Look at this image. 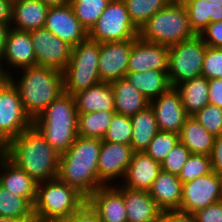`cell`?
I'll list each match as a JSON object with an SVG mask.
<instances>
[{
  "label": "cell",
  "mask_w": 222,
  "mask_h": 222,
  "mask_svg": "<svg viewBox=\"0 0 222 222\" xmlns=\"http://www.w3.org/2000/svg\"><path fill=\"white\" fill-rule=\"evenodd\" d=\"M110 84L114 93L115 113L131 117L150 105V101L127 78Z\"/></svg>",
  "instance_id": "484cf974"
},
{
  "label": "cell",
  "mask_w": 222,
  "mask_h": 222,
  "mask_svg": "<svg viewBox=\"0 0 222 222\" xmlns=\"http://www.w3.org/2000/svg\"><path fill=\"white\" fill-rule=\"evenodd\" d=\"M130 19L140 29L155 13L165 8L170 0H124Z\"/></svg>",
  "instance_id": "e575fe53"
},
{
  "label": "cell",
  "mask_w": 222,
  "mask_h": 222,
  "mask_svg": "<svg viewBox=\"0 0 222 222\" xmlns=\"http://www.w3.org/2000/svg\"><path fill=\"white\" fill-rule=\"evenodd\" d=\"M214 138L193 116H188L181 132L179 140L191 152V154L211 155Z\"/></svg>",
  "instance_id": "f546056e"
},
{
  "label": "cell",
  "mask_w": 222,
  "mask_h": 222,
  "mask_svg": "<svg viewBox=\"0 0 222 222\" xmlns=\"http://www.w3.org/2000/svg\"><path fill=\"white\" fill-rule=\"evenodd\" d=\"M158 222H196V220L191 213L179 210H167L162 211Z\"/></svg>",
  "instance_id": "bcb514c9"
},
{
  "label": "cell",
  "mask_w": 222,
  "mask_h": 222,
  "mask_svg": "<svg viewBox=\"0 0 222 222\" xmlns=\"http://www.w3.org/2000/svg\"><path fill=\"white\" fill-rule=\"evenodd\" d=\"M199 35L207 46L222 48V21L209 23Z\"/></svg>",
  "instance_id": "b9f144b4"
},
{
  "label": "cell",
  "mask_w": 222,
  "mask_h": 222,
  "mask_svg": "<svg viewBox=\"0 0 222 222\" xmlns=\"http://www.w3.org/2000/svg\"><path fill=\"white\" fill-rule=\"evenodd\" d=\"M115 110L78 113V136L103 139Z\"/></svg>",
  "instance_id": "1f68e13d"
},
{
  "label": "cell",
  "mask_w": 222,
  "mask_h": 222,
  "mask_svg": "<svg viewBox=\"0 0 222 222\" xmlns=\"http://www.w3.org/2000/svg\"><path fill=\"white\" fill-rule=\"evenodd\" d=\"M196 222H222V202L210 204L193 213Z\"/></svg>",
  "instance_id": "ee69618b"
},
{
  "label": "cell",
  "mask_w": 222,
  "mask_h": 222,
  "mask_svg": "<svg viewBox=\"0 0 222 222\" xmlns=\"http://www.w3.org/2000/svg\"><path fill=\"white\" fill-rule=\"evenodd\" d=\"M187 10L192 31L199 35L209 23L222 21V3L206 0H185L182 2Z\"/></svg>",
  "instance_id": "4dcf8cb0"
},
{
  "label": "cell",
  "mask_w": 222,
  "mask_h": 222,
  "mask_svg": "<svg viewBox=\"0 0 222 222\" xmlns=\"http://www.w3.org/2000/svg\"><path fill=\"white\" fill-rule=\"evenodd\" d=\"M1 58L8 76L21 69L36 66V55L29 31L10 28Z\"/></svg>",
  "instance_id": "9a60e30c"
},
{
  "label": "cell",
  "mask_w": 222,
  "mask_h": 222,
  "mask_svg": "<svg viewBox=\"0 0 222 222\" xmlns=\"http://www.w3.org/2000/svg\"><path fill=\"white\" fill-rule=\"evenodd\" d=\"M44 28L72 48L88 38V32L76 17L71 4L50 7Z\"/></svg>",
  "instance_id": "5bb4252c"
},
{
  "label": "cell",
  "mask_w": 222,
  "mask_h": 222,
  "mask_svg": "<svg viewBox=\"0 0 222 222\" xmlns=\"http://www.w3.org/2000/svg\"><path fill=\"white\" fill-rule=\"evenodd\" d=\"M159 131L180 133L188 115L175 87H170L158 98L150 101Z\"/></svg>",
  "instance_id": "e0dca14e"
},
{
  "label": "cell",
  "mask_w": 222,
  "mask_h": 222,
  "mask_svg": "<svg viewBox=\"0 0 222 222\" xmlns=\"http://www.w3.org/2000/svg\"><path fill=\"white\" fill-rule=\"evenodd\" d=\"M0 222H28L26 219L8 218L0 216Z\"/></svg>",
  "instance_id": "db71d44e"
},
{
  "label": "cell",
  "mask_w": 222,
  "mask_h": 222,
  "mask_svg": "<svg viewBox=\"0 0 222 222\" xmlns=\"http://www.w3.org/2000/svg\"><path fill=\"white\" fill-rule=\"evenodd\" d=\"M148 192L162 211L181 207L182 182L177 175L161 170Z\"/></svg>",
  "instance_id": "603a6c76"
},
{
  "label": "cell",
  "mask_w": 222,
  "mask_h": 222,
  "mask_svg": "<svg viewBox=\"0 0 222 222\" xmlns=\"http://www.w3.org/2000/svg\"><path fill=\"white\" fill-rule=\"evenodd\" d=\"M190 155V150L179 141L161 162V170L179 176Z\"/></svg>",
  "instance_id": "ab89813d"
},
{
  "label": "cell",
  "mask_w": 222,
  "mask_h": 222,
  "mask_svg": "<svg viewBox=\"0 0 222 222\" xmlns=\"http://www.w3.org/2000/svg\"><path fill=\"white\" fill-rule=\"evenodd\" d=\"M169 46L145 41L139 36L132 40L127 72L168 70Z\"/></svg>",
  "instance_id": "ac0fdd59"
},
{
  "label": "cell",
  "mask_w": 222,
  "mask_h": 222,
  "mask_svg": "<svg viewBox=\"0 0 222 222\" xmlns=\"http://www.w3.org/2000/svg\"><path fill=\"white\" fill-rule=\"evenodd\" d=\"M8 143L0 136V157L7 155Z\"/></svg>",
  "instance_id": "f5cc1de1"
},
{
  "label": "cell",
  "mask_w": 222,
  "mask_h": 222,
  "mask_svg": "<svg viewBox=\"0 0 222 222\" xmlns=\"http://www.w3.org/2000/svg\"><path fill=\"white\" fill-rule=\"evenodd\" d=\"M132 139L130 146L134 152H144L159 131L155 113L149 105L131 116Z\"/></svg>",
  "instance_id": "f1b7e54d"
},
{
  "label": "cell",
  "mask_w": 222,
  "mask_h": 222,
  "mask_svg": "<svg viewBox=\"0 0 222 222\" xmlns=\"http://www.w3.org/2000/svg\"><path fill=\"white\" fill-rule=\"evenodd\" d=\"M139 29L133 24L124 0H111L96 24L88 32V38L99 43L133 40Z\"/></svg>",
  "instance_id": "9c48e42d"
},
{
  "label": "cell",
  "mask_w": 222,
  "mask_h": 222,
  "mask_svg": "<svg viewBox=\"0 0 222 222\" xmlns=\"http://www.w3.org/2000/svg\"><path fill=\"white\" fill-rule=\"evenodd\" d=\"M179 92L181 101L188 116H193L207 104H209V80L199 76L175 86Z\"/></svg>",
  "instance_id": "4316f807"
},
{
  "label": "cell",
  "mask_w": 222,
  "mask_h": 222,
  "mask_svg": "<svg viewBox=\"0 0 222 222\" xmlns=\"http://www.w3.org/2000/svg\"><path fill=\"white\" fill-rule=\"evenodd\" d=\"M6 156L38 183L58 176L60 154L34 125L8 143Z\"/></svg>",
  "instance_id": "7a4b0ae2"
},
{
  "label": "cell",
  "mask_w": 222,
  "mask_h": 222,
  "mask_svg": "<svg viewBox=\"0 0 222 222\" xmlns=\"http://www.w3.org/2000/svg\"><path fill=\"white\" fill-rule=\"evenodd\" d=\"M37 184L7 156L0 157V185L17 196L26 198L33 206L37 197Z\"/></svg>",
  "instance_id": "ffe728a7"
},
{
  "label": "cell",
  "mask_w": 222,
  "mask_h": 222,
  "mask_svg": "<svg viewBox=\"0 0 222 222\" xmlns=\"http://www.w3.org/2000/svg\"><path fill=\"white\" fill-rule=\"evenodd\" d=\"M33 125L24 110L18 89L8 80L0 86V136L9 143Z\"/></svg>",
  "instance_id": "30bf717a"
},
{
  "label": "cell",
  "mask_w": 222,
  "mask_h": 222,
  "mask_svg": "<svg viewBox=\"0 0 222 222\" xmlns=\"http://www.w3.org/2000/svg\"><path fill=\"white\" fill-rule=\"evenodd\" d=\"M212 3H222V0H206Z\"/></svg>",
  "instance_id": "9f6ffc18"
},
{
  "label": "cell",
  "mask_w": 222,
  "mask_h": 222,
  "mask_svg": "<svg viewBox=\"0 0 222 222\" xmlns=\"http://www.w3.org/2000/svg\"><path fill=\"white\" fill-rule=\"evenodd\" d=\"M211 172L212 166L209 155L191 154L178 177L182 183H186Z\"/></svg>",
  "instance_id": "74e56055"
},
{
  "label": "cell",
  "mask_w": 222,
  "mask_h": 222,
  "mask_svg": "<svg viewBox=\"0 0 222 222\" xmlns=\"http://www.w3.org/2000/svg\"><path fill=\"white\" fill-rule=\"evenodd\" d=\"M100 43L89 38L74 46L63 71L64 93L74 95L101 82L98 72Z\"/></svg>",
  "instance_id": "52a82bcc"
},
{
  "label": "cell",
  "mask_w": 222,
  "mask_h": 222,
  "mask_svg": "<svg viewBox=\"0 0 222 222\" xmlns=\"http://www.w3.org/2000/svg\"><path fill=\"white\" fill-rule=\"evenodd\" d=\"M133 154L130 145L102 141L98 159L99 179L105 185H114L116 179L115 184L122 182Z\"/></svg>",
  "instance_id": "7c38bea8"
},
{
  "label": "cell",
  "mask_w": 222,
  "mask_h": 222,
  "mask_svg": "<svg viewBox=\"0 0 222 222\" xmlns=\"http://www.w3.org/2000/svg\"><path fill=\"white\" fill-rule=\"evenodd\" d=\"M210 158L212 171L222 176V134L215 136Z\"/></svg>",
  "instance_id": "f6af8a7d"
},
{
  "label": "cell",
  "mask_w": 222,
  "mask_h": 222,
  "mask_svg": "<svg viewBox=\"0 0 222 222\" xmlns=\"http://www.w3.org/2000/svg\"><path fill=\"white\" fill-rule=\"evenodd\" d=\"M73 96L78 113L115 110L114 93L108 82H100Z\"/></svg>",
  "instance_id": "d4e9b609"
},
{
  "label": "cell",
  "mask_w": 222,
  "mask_h": 222,
  "mask_svg": "<svg viewBox=\"0 0 222 222\" xmlns=\"http://www.w3.org/2000/svg\"><path fill=\"white\" fill-rule=\"evenodd\" d=\"M187 10L182 2H170L150 17L139 29L138 36L154 44L171 46L192 38Z\"/></svg>",
  "instance_id": "8992f818"
},
{
  "label": "cell",
  "mask_w": 222,
  "mask_h": 222,
  "mask_svg": "<svg viewBox=\"0 0 222 222\" xmlns=\"http://www.w3.org/2000/svg\"><path fill=\"white\" fill-rule=\"evenodd\" d=\"M207 45L200 35L169 46L168 79L171 87L201 76Z\"/></svg>",
  "instance_id": "ba28073f"
},
{
  "label": "cell",
  "mask_w": 222,
  "mask_h": 222,
  "mask_svg": "<svg viewBox=\"0 0 222 222\" xmlns=\"http://www.w3.org/2000/svg\"><path fill=\"white\" fill-rule=\"evenodd\" d=\"M171 2H183L185 0H170Z\"/></svg>",
  "instance_id": "6f0895ef"
},
{
  "label": "cell",
  "mask_w": 222,
  "mask_h": 222,
  "mask_svg": "<svg viewBox=\"0 0 222 222\" xmlns=\"http://www.w3.org/2000/svg\"><path fill=\"white\" fill-rule=\"evenodd\" d=\"M11 26L0 24V55L3 54Z\"/></svg>",
  "instance_id": "681fc988"
},
{
  "label": "cell",
  "mask_w": 222,
  "mask_h": 222,
  "mask_svg": "<svg viewBox=\"0 0 222 222\" xmlns=\"http://www.w3.org/2000/svg\"><path fill=\"white\" fill-rule=\"evenodd\" d=\"M132 40L100 43L98 72L101 82L111 83L127 74Z\"/></svg>",
  "instance_id": "2e32d148"
},
{
  "label": "cell",
  "mask_w": 222,
  "mask_h": 222,
  "mask_svg": "<svg viewBox=\"0 0 222 222\" xmlns=\"http://www.w3.org/2000/svg\"><path fill=\"white\" fill-rule=\"evenodd\" d=\"M127 222H158L162 210L146 190H133L123 186Z\"/></svg>",
  "instance_id": "7402d4cb"
},
{
  "label": "cell",
  "mask_w": 222,
  "mask_h": 222,
  "mask_svg": "<svg viewBox=\"0 0 222 222\" xmlns=\"http://www.w3.org/2000/svg\"><path fill=\"white\" fill-rule=\"evenodd\" d=\"M9 80V76L4 70L3 64H2V58L0 55V86L5 84Z\"/></svg>",
  "instance_id": "816d5d0a"
},
{
  "label": "cell",
  "mask_w": 222,
  "mask_h": 222,
  "mask_svg": "<svg viewBox=\"0 0 222 222\" xmlns=\"http://www.w3.org/2000/svg\"><path fill=\"white\" fill-rule=\"evenodd\" d=\"M101 139L78 136L59 158L58 178L88 199L105 184L99 179Z\"/></svg>",
  "instance_id": "6da1fadb"
},
{
  "label": "cell",
  "mask_w": 222,
  "mask_h": 222,
  "mask_svg": "<svg viewBox=\"0 0 222 222\" xmlns=\"http://www.w3.org/2000/svg\"><path fill=\"white\" fill-rule=\"evenodd\" d=\"M111 0H71V6L82 26L89 32Z\"/></svg>",
  "instance_id": "836d02e7"
},
{
  "label": "cell",
  "mask_w": 222,
  "mask_h": 222,
  "mask_svg": "<svg viewBox=\"0 0 222 222\" xmlns=\"http://www.w3.org/2000/svg\"><path fill=\"white\" fill-rule=\"evenodd\" d=\"M42 1L49 7L71 4V0H42Z\"/></svg>",
  "instance_id": "f907efd6"
},
{
  "label": "cell",
  "mask_w": 222,
  "mask_h": 222,
  "mask_svg": "<svg viewBox=\"0 0 222 222\" xmlns=\"http://www.w3.org/2000/svg\"><path fill=\"white\" fill-rule=\"evenodd\" d=\"M16 72L9 80L18 89L24 110L32 121L64 93L63 72L59 70L36 65Z\"/></svg>",
  "instance_id": "3957f363"
},
{
  "label": "cell",
  "mask_w": 222,
  "mask_h": 222,
  "mask_svg": "<svg viewBox=\"0 0 222 222\" xmlns=\"http://www.w3.org/2000/svg\"><path fill=\"white\" fill-rule=\"evenodd\" d=\"M209 104L222 108V78L209 80Z\"/></svg>",
  "instance_id": "7dc6e473"
},
{
  "label": "cell",
  "mask_w": 222,
  "mask_h": 222,
  "mask_svg": "<svg viewBox=\"0 0 222 222\" xmlns=\"http://www.w3.org/2000/svg\"><path fill=\"white\" fill-rule=\"evenodd\" d=\"M201 76L208 80L222 78V48L206 47Z\"/></svg>",
  "instance_id": "60d3db41"
},
{
  "label": "cell",
  "mask_w": 222,
  "mask_h": 222,
  "mask_svg": "<svg viewBox=\"0 0 222 222\" xmlns=\"http://www.w3.org/2000/svg\"><path fill=\"white\" fill-rule=\"evenodd\" d=\"M13 0H0V24L12 23Z\"/></svg>",
  "instance_id": "c3c4849f"
},
{
  "label": "cell",
  "mask_w": 222,
  "mask_h": 222,
  "mask_svg": "<svg viewBox=\"0 0 222 222\" xmlns=\"http://www.w3.org/2000/svg\"><path fill=\"white\" fill-rule=\"evenodd\" d=\"M179 141L178 133L158 131L144 152L161 164Z\"/></svg>",
  "instance_id": "8d00e7d4"
},
{
  "label": "cell",
  "mask_w": 222,
  "mask_h": 222,
  "mask_svg": "<svg viewBox=\"0 0 222 222\" xmlns=\"http://www.w3.org/2000/svg\"><path fill=\"white\" fill-rule=\"evenodd\" d=\"M193 117L213 136L222 134V108L207 104Z\"/></svg>",
  "instance_id": "f35d334b"
},
{
  "label": "cell",
  "mask_w": 222,
  "mask_h": 222,
  "mask_svg": "<svg viewBox=\"0 0 222 222\" xmlns=\"http://www.w3.org/2000/svg\"><path fill=\"white\" fill-rule=\"evenodd\" d=\"M160 171V163L152 157L145 152H134L125 178L120 183L133 190L149 191Z\"/></svg>",
  "instance_id": "44dd1931"
},
{
  "label": "cell",
  "mask_w": 222,
  "mask_h": 222,
  "mask_svg": "<svg viewBox=\"0 0 222 222\" xmlns=\"http://www.w3.org/2000/svg\"><path fill=\"white\" fill-rule=\"evenodd\" d=\"M0 216L8 218L26 219L35 222L34 206L21 196L7 191L0 185Z\"/></svg>",
  "instance_id": "d6a6232c"
},
{
  "label": "cell",
  "mask_w": 222,
  "mask_h": 222,
  "mask_svg": "<svg viewBox=\"0 0 222 222\" xmlns=\"http://www.w3.org/2000/svg\"><path fill=\"white\" fill-rule=\"evenodd\" d=\"M29 33L37 65L63 72L70 61L72 47L44 27L30 30Z\"/></svg>",
  "instance_id": "8fae6325"
},
{
  "label": "cell",
  "mask_w": 222,
  "mask_h": 222,
  "mask_svg": "<svg viewBox=\"0 0 222 222\" xmlns=\"http://www.w3.org/2000/svg\"><path fill=\"white\" fill-rule=\"evenodd\" d=\"M87 202L97 212L101 222H127L121 183L99 187Z\"/></svg>",
  "instance_id": "d6986e66"
},
{
  "label": "cell",
  "mask_w": 222,
  "mask_h": 222,
  "mask_svg": "<svg viewBox=\"0 0 222 222\" xmlns=\"http://www.w3.org/2000/svg\"><path fill=\"white\" fill-rule=\"evenodd\" d=\"M49 8L42 0H13L11 28L20 31L43 28Z\"/></svg>",
  "instance_id": "cb8c5ba5"
},
{
  "label": "cell",
  "mask_w": 222,
  "mask_h": 222,
  "mask_svg": "<svg viewBox=\"0 0 222 222\" xmlns=\"http://www.w3.org/2000/svg\"><path fill=\"white\" fill-rule=\"evenodd\" d=\"M220 176L211 172L192 181L182 183V200L179 211L195 213L219 201Z\"/></svg>",
  "instance_id": "4fadbf2b"
},
{
  "label": "cell",
  "mask_w": 222,
  "mask_h": 222,
  "mask_svg": "<svg viewBox=\"0 0 222 222\" xmlns=\"http://www.w3.org/2000/svg\"><path fill=\"white\" fill-rule=\"evenodd\" d=\"M55 222H101L97 212L86 201L72 216H67Z\"/></svg>",
  "instance_id": "7bdbcfd3"
},
{
  "label": "cell",
  "mask_w": 222,
  "mask_h": 222,
  "mask_svg": "<svg viewBox=\"0 0 222 222\" xmlns=\"http://www.w3.org/2000/svg\"><path fill=\"white\" fill-rule=\"evenodd\" d=\"M219 201L222 202V176H220V196Z\"/></svg>",
  "instance_id": "11a10c76"
},
{
  "label": "cell",
  "mask_w": 222,
  "mask_h": 222,
  "mask_svg": "<svg viewBox=\"0 0 222 222\" xmlns=\"http://www.w3.org/2000/svg\"><path fill=\"white\" fill-rule=\"evenodd\" d=\"M78 111L73 95L62 93L33 121L45 140L61 155L78 137Z\"/></svg>",
  "instance_id": "277c9868"
},
{
  "label": "cell",
  "mask_w": 222,
  "mask_h": 222,
  "mask_svg": "<svg viewBox=\"0 0 222 222\" xmlns=\"http://www.w3.org/2000/svg\"><path fill=\"white\" fill-rule=\"evenodd\" d=\"M132 139L131 117L114 113L102 141L130 145Z\"/></svg>",
  "instance_id": "d590c367"
},
{
  "label": "cell",
  "mask_w": 222,
  "mask_h": 222,
  "mask_svg": "<svg viewBox=\"0 0 222 222\" xmlns=\"http://www.w3.org/2000/svg\"><path fill=\"white\" fill-rule=\"evenodd\" d=\"M125 78L149 101L158 98L171 87L168 70L127 72Z\"/></svg>",
  "instance_id": "83f0119b"
},
{
  "label": "cell",
  "mask_w": 222,
  "mask_h": 222,
  "mask_svg": "<svg viewBox=\"0 0 222 222\" xmlns=\"http://www.w3.org/2000/svg\"><path fill=\"white\" fill-rule=\"evenodd\" d=\"M87 199L58 177L39 182L34 204L35 222H55L72 216Z\"/></svg>",
  "instance_id": "5b68a950"
}]
</instances>
